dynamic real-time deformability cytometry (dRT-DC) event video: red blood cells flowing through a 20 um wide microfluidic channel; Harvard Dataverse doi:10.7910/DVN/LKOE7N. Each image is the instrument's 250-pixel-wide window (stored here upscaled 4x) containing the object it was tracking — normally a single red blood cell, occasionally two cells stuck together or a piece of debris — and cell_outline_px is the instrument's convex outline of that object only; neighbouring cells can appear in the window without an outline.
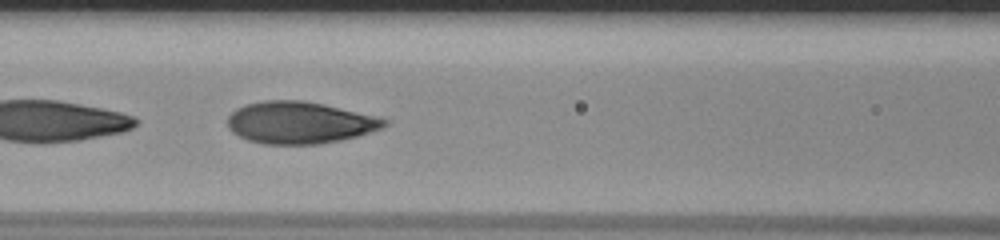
{"species": "human", "species_latin": "Homo sapiens", "temperature_condition": "room temperature", "stored_images_in_passage": 34, "camera_frame_rate_fps": 3000, "um_per_image_px": 0.085, "donor": {"sex": "male"}, "frame": {"image": 1, "passage_image": 10, "time_ms": 3.0, "image_size_px": [1000, 240], "cell_outline_px": [[388, 124], [384, 128], [356, 136], [340, 140], [320, 144], [264, 144], [248, 140], [232, 132], [228, 128], [228, 116], [236, 108], [244, 104], [264, 100], [300, 100], [324, 104], [376, 116], [388, 120]], "centroid_in_image_um": [25.46, 10.42], "position_along_channel_um": 141.1, "area_um2": 38.38}}
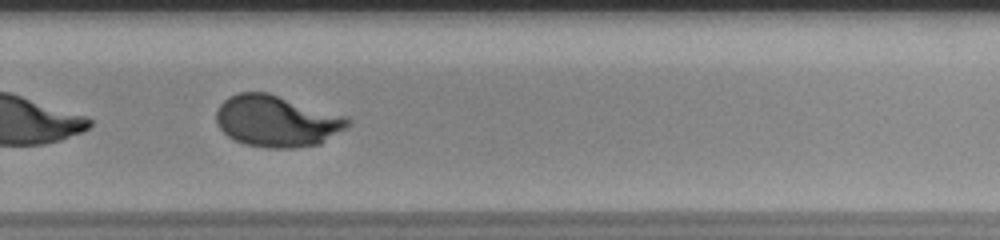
{"frame": {"image": 2, "passage_image": 23, "time_ms": 7.333, "image_size_px": [1000, 240], "cell_outline_px": [[348, 124], [344, 128], [320, 144], [296, 148], [268, 148], [244, 144], [228, 136], [216, 124], [216, 108], [228, 96], [240, 92], [268, 92], [348, 116]], "centroid_in_image_um": [23.49, 10.28], "position_along_channel_um": 306.3, "area_um2": 39.54}}
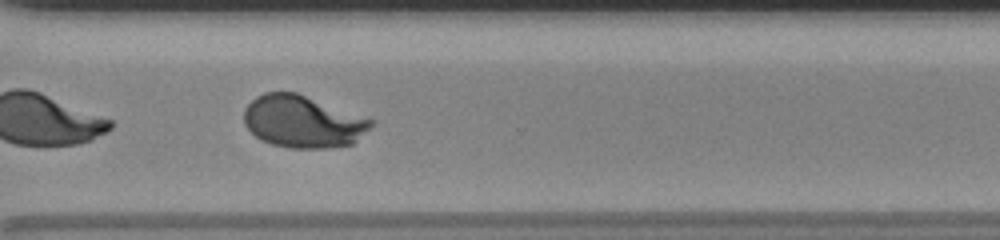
{"frame": {"image": 3, "passage_image": 26, "time_ms": 8.333, "image_size_px": [1000, 240], "cell_outline_px": [[372, 124], [352, 144], [324, 148], [288, 148], [272, 144], [260, 140], [244, 124], [244, 108], [256, 96], [264, 92], [296, 92], [372, 120]], "centroid_in_image_um": [25.66, 10.33], "position_along_channel_um": 344.9, "area_um2": 38.09}, "authors_computed_cell_mechanics": {"area_um2": 39.1306, "velocity_mm_per_s": 3.8269, "shape_relaxation_time_tau1_ms": 4.1932, "shape_relaxation_time_tau2_ms": null, "deformation_change_tau1": 0.1943, "deformation_change_tau2": null}}